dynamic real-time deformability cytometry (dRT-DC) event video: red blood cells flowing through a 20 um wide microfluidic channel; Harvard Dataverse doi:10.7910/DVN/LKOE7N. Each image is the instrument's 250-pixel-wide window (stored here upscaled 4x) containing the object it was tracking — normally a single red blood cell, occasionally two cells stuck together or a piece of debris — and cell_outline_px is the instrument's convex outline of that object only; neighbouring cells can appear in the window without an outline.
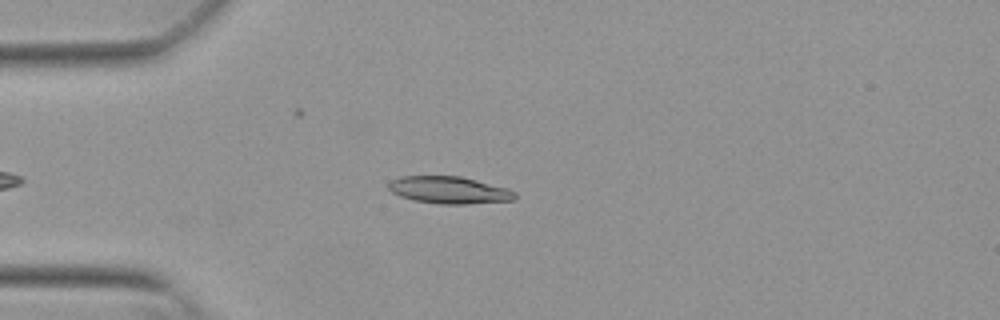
{"species": "Egyptian fruit bat (a non-hibernating species)", "species_latin": "Rousettus aegyptiacus", "temperature_condition": "warm", "stored_images_in_passage": 39, "camera_frame_rate_fps": 3000, "um_per_image_px": 0.085, "animal": {"sex": "female"}, "frame": {"image": 1, "passage_image": 4, "time_ms": 1.0, "image_size_px": [1000, 320], "cell_outline_px": [[516, 196], [512, 200], [468, 204], [440, 204], [412, 200], [400, 196], [392, 192], [388, 188], [388, 184], [392, 180], [400, 176], [460, 176], [508, 188], [516, 192]], "centroid_in_image_um": [38.17, 16.15], "position_along_channel_um": 46.8, "area_um2": 20.0}}
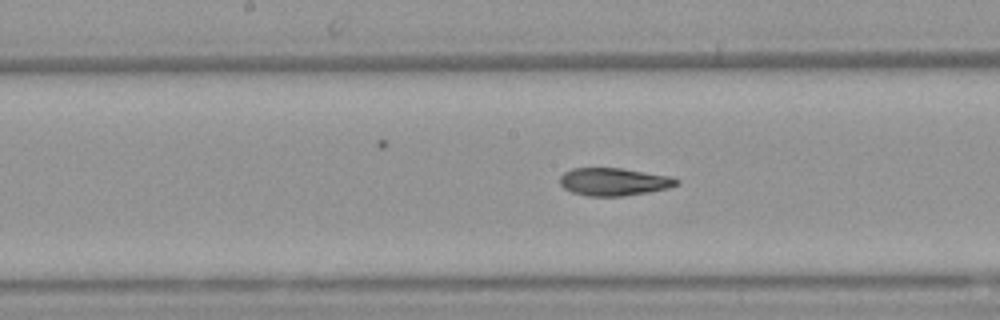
{"frame": {"image": 2, "passage_image": 17, "time_ms": 5.333, "image_size_px": [1000, 320], "cell_outline_px": [[680, 184], [668, 188], [648, 192], [620, 196], [588, 196], [572, 192], [564, 188], [560, 184], [560, 176], [564, 172], [572, 168], [620, 168], [672, 176], [680, 180]], "centroid_in_image_um": [52.2, 15.44], "position_along_channel_um": 196.0, "area_um2": 18.9}}
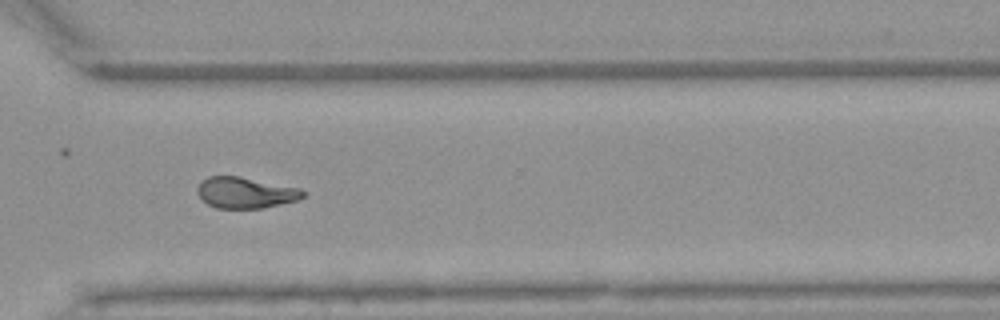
{"frame": {"image": 3, "passage_image": 29, "time_ms": 9.333, "image_size_px": [1000, 320], "cell_outline_px": [[304, 196], [296, 200], [264, 208], [216, 208], [208, 204], [196, 192], [196, 188], [200, 180], [208, 176], [240, 176], [300, 188], [304, 192]], "centroid_in_image_um": [20.82, 16.36], "position_along_channel_um": 349.8, "area_um2": 19.13}, "authors_computed_cell_mechanics": {"area_um2": 19.1896, "velocity_mm_per_s": 3.8374, "shape_relaxation_time_tau1_ms": 10.568, "shape_relaxation_time_tau2_ms": 1.6503, "deformation_change_tau1": 0.2518, "deformation_change_tau2": 0.0769}}